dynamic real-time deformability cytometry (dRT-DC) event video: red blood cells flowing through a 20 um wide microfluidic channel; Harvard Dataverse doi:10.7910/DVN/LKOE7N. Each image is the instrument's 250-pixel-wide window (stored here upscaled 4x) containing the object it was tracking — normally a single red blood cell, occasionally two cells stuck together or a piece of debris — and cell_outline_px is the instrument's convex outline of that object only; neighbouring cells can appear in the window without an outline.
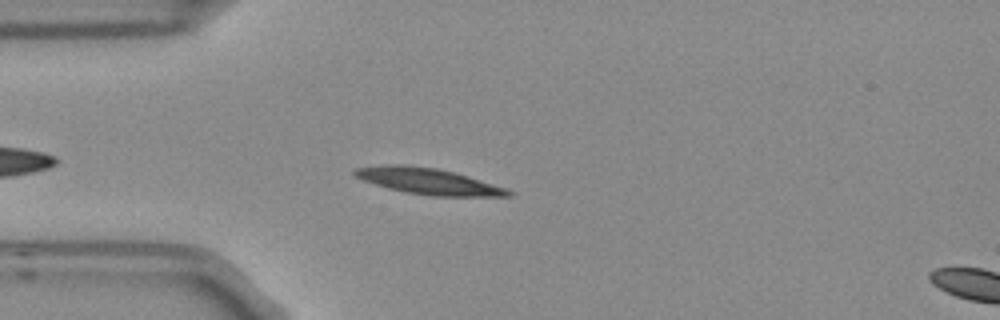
{"species": "Egyptian fruit bat (a non-hibernating species)", "species_latin": "Rousettus aegyptiacus", "temperature_condition": "room temperature", "stored_images_in_passage": 5, "segment_of_instrument_passage": [1, 2], "camera_frame_rate_fps": 3000, "um_per_image_px": 0.085, "frame": {"image": 1, "passage_image": 4, "time_ms": 1.0, "image_size_px": [1000, 320], "cell_outline_px": [[516, 192], [512, 196], [432, 196], [404, 192], [388, 188], [364, 180], [356, 176], [352, 172], [356, 168], [384, 164], [396, 164], [436, 168], [452, 172], [508, 188]], "centroid_in_image_um": [36.44, 15.41], "position_along_channel_um": 48.6, "area_um2": 23.18}}